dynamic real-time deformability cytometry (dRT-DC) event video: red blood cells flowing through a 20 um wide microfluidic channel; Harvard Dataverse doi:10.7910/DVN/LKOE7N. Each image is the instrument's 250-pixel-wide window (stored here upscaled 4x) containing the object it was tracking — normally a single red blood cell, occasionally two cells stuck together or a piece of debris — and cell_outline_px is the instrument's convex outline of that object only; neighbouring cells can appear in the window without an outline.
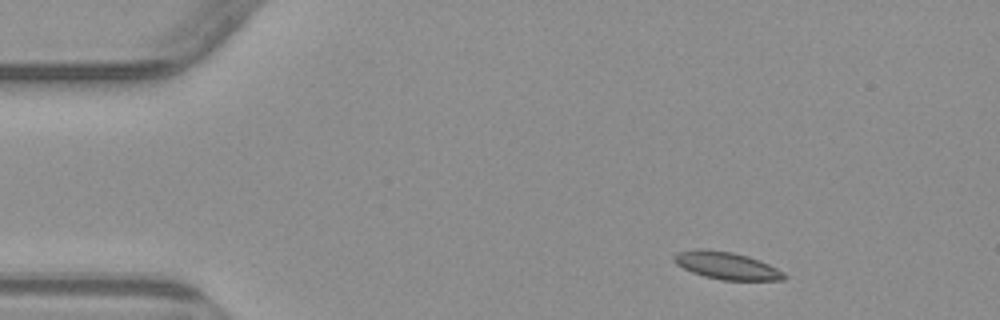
{"species": "common noctule bat (a hibernating species)", "species_latin": "Nyctalus noctula", "temperature_condition": "warm", "stored_images_in_passage": 2, "camera_frame_rate_fps": 3000, "um_per_image_px": 0.085, "animal": {"sex": "male", "body_mass_g": 23.1, "forearm_length_mm": 52.7}, "frame": {"image": 1, "passage_image": 1, "time_ms": 0.0, "image_size_px": [1000, 320], "cell_outline_px": [[788, 276], [784, 280], [720, 280], [704, 276], [692, 272], [676, 264], [672, 256], [676, 252], [732, 252], [748, 256], [760, 260], [784, 272]], "centroid_in_image_um": [61.86, 22.63], "position_along_channel_um": 23.1, "area_um2": 16.82}}